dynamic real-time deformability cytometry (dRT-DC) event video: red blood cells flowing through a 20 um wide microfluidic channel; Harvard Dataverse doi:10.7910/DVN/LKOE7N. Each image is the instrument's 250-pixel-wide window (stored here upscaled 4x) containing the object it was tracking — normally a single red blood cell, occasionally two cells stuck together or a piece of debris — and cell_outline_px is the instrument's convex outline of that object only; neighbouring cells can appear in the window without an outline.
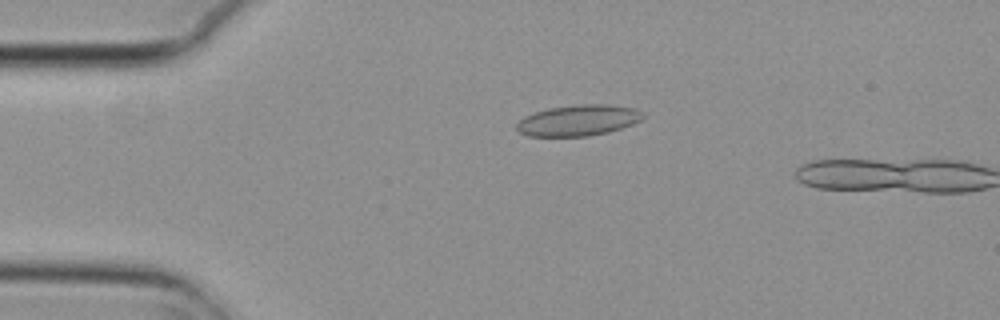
{"species": "common noctule bat (a hibernating species)", "species_latin": "Nyctalus noctula", "temperature_condition": "cold", "stored_images_in_passage": 5, "camera_frame_rate_fps": 3000, "um_per_image_px": 0.085, "animal": {"sex": "female", "body_mass_g": 29.2, "forearm_length_mm": 56.3}, "frame": {"image": 1, "passage_image": 4, "time_ms": 1.0, "image_size_px": [1000, 320], "cell_outline_px": [[644, 116], [640, 120], [632, 124], [608, 132], [588, 136], [528, 136], [520, 132], [516, 128], [516, 124], [524, 116], [532, 112], [548, 108], [576, 104], [608, 104], [636, 108]], "centroid_in_image_um": [49.12, 10.22], "position_along_channel_um": 35.9, "area_um2": 22.83}}